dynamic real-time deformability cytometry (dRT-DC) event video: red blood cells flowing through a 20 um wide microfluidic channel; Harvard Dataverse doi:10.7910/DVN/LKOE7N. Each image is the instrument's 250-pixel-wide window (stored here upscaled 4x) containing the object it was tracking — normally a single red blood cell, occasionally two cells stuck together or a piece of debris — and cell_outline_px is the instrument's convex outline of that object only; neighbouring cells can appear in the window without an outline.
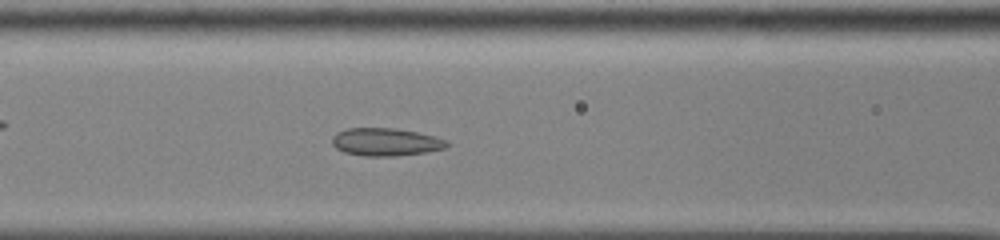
{"species": "common noctule bat (a hibernating species)", "species_latin": "Nyctalus noctula", "temperature_condition": "cold", "stored_images_in_passage": 47, "camera_frame_rate_fps": 3000, "um_per_image_px": 0.085, "animal": {"sex": "male", "body_mass_g": 13.0, "forearm_length_mm": 53.1}, "frame": {"image": 1, "passage_image": 18, "time_ms": 5.667, "image_size_px": [1000, 240], "cell_outline_px": [[448, 144], [444, 148], [428, 152], [396, 156], [364, 156], [344, 152], [336, 148], [332, 144], [332, 136], [336, 132], [348, 128], [392, 128], [416, 132], [448, 140]], "centroid_in_image_um": [32.75, 12.07], "position_along_channel_um": 133.8, "area_um2": 18.55}}
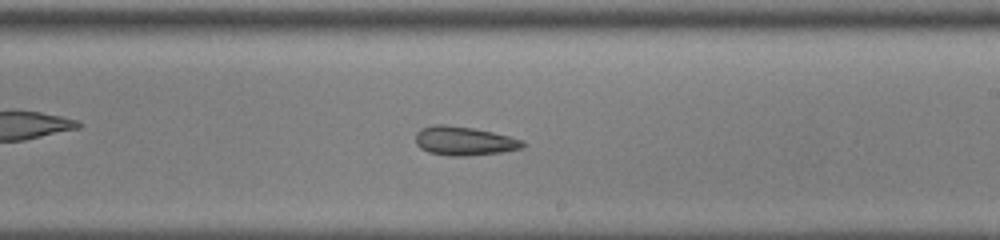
{"frame": {"image": 2, "passage_image": 27, "time_ms": 8.667, "image_size_px": [1000, 240], "cell_outline_px": [[524, 148], [500, 152], [464, 156], [452, 156], [428, 152], [420, 148], [416, 144], [416, 132], [420, 128], [432, 124], [444, 124], [472, 128], [492, 132], [524, 140]], "centroid_in_image_um": [39.42, 11.97], "position_along_channel_um": 249.6, "area_um2": 18.03}}
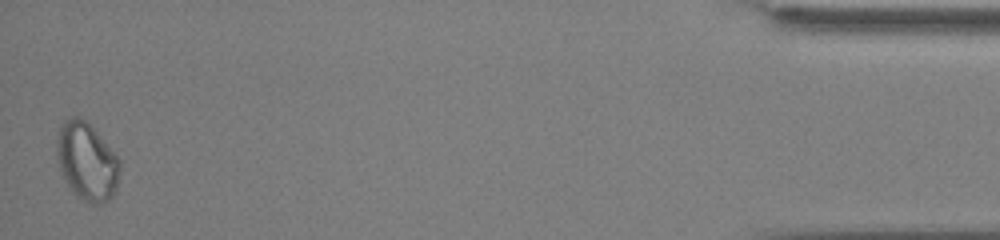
{"frame": {"image": 3, "passage_image": 47, "time_ms": 15.333, "image_size_px": [1000, 240], "cell_outline_px": [[120, 172], [116, 188], [112, 196], [108, 200], [100, 204], [92, 204], [84, 200], [68, 184], [60, 168], [56, 152], [56, 140], [60, 128], [64, 120], [68, 116], [80, 116], [96, 132], [120, 160]], "centroid_in_image_um": [7.38, 13.7], "position_along_channel_um": 427.8, "area_um2": 28.03}}